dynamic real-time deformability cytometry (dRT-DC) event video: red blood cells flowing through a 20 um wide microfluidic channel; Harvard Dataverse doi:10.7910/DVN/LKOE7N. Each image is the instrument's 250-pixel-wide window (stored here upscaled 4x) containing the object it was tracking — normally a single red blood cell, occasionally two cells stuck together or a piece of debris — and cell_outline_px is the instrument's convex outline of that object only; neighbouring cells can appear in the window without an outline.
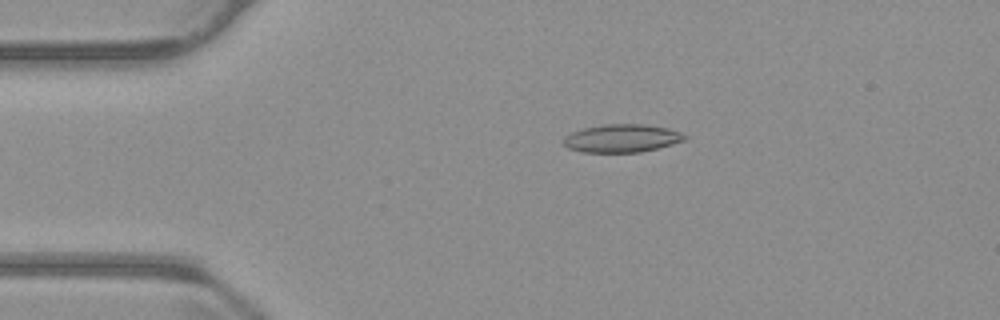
{"species": "common noctule bat (a hibernating species)", "species_latin": "Nyctalus noctula", "temperature_condition": "warm", "stored_images_in_passage": 51, "camera_frame_rate_fps": 3000, "um_per_image_px": 0.085, "animal": {"sex": "male", "body_mass_g": 23.1, "forearm_length_mm": 52.7}, "frame": {"image": 1, "passage_image": 7, "time_ms": 2.0, "image_size_px": [1000, 320], "cell_outline_px": [[688, 136], [684, 140], [672, 144], [640, 152], [584, 152], [568, 148], [564, 144], [564, 136], [572, 132], [584, 128], [604, 124], [644, 124], [668, 128], [680, 132]], "centroid_in_image_um": [52.86, 11.75], "position_along_channel_um": 32.1, "area_um2": 19.65}}
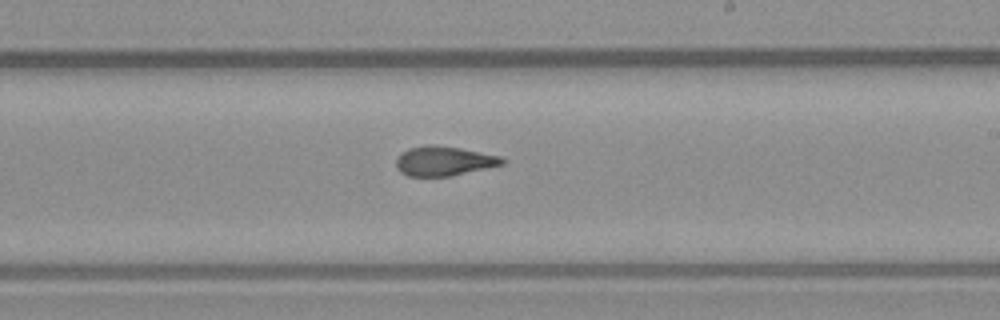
{"frame": {"image": 2, "passage_image": 28, "time_ms": 9.0, "image_size_px": [1000, 320], "cell_outline_px": [[508, 160], [504, 164], [452, 176], [408, 176], [400, 172], [396, 168], [396, 160], [400, 152], [408, 148], [432, 144], [460, 148], [500, 156]], "centroid_in_image_um": [37.72, 13.69], "position_along_channel_um": 251.3, "area_um2": 18.38}}
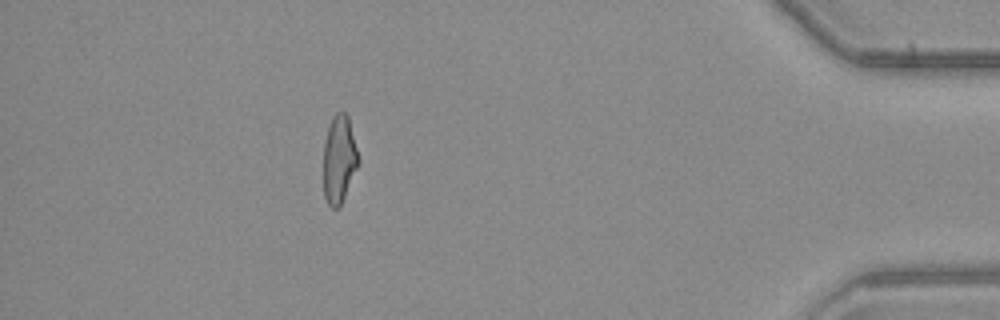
{"frame": {"image": 3, "passage_image": 45, "time_ms": 14.667, "image_size_px": [1000, 320], "cell_outline_px": [[360, 160], [340, 208], [332, 208], [328, 204], [324, 196], [324, 140], [332, 116], [336, 112], [344, 112], [348, 116]], "centroid_in_image_um": [28.83, 13.55], "position_along_channel_um": 406.4, "area_um2": 17.92}, "authors_computed_cell_mechanics": {"area_um2": 18.9006, "velocity_mm_per_s": 3.7405, "shape_relaxation_time_tau1_ms": 6.6015, "shape_relaxation_time_tau2_ms": 2.2522, "deformation_change_tau1": 0.1832, "deformation_change_tau2": 0.1142}}